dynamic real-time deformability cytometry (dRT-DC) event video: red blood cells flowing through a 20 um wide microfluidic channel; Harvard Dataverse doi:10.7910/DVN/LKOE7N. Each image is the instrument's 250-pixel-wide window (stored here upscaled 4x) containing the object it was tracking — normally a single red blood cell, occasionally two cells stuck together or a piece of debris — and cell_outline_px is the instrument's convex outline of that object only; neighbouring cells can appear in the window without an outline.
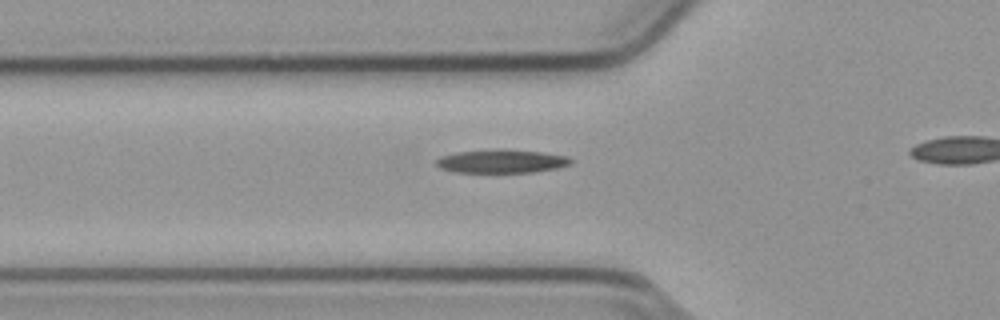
{"species": "common noctule bat (a hibernating species)", "species_latin": "Nyctalus noctula", "temperature_condition": "cold", "stored_images_in_passage": 27, "camera_frame_rate_fps": 3000, "um_per_image_px": 0.085, "animal": {"sex": "male", "body_mass_g": 23.1, "forearm_length_mm": 52.7}, "frame": {"image": 1, "passage_image": 2, "time_ms": 0.333, "image_size_px": [1000, 320], "cell_outline_px": [[572, 164], [556, 168], [532, 172], [452, 172], [440, 168], [436, 164], [436, 160], [440, 156], [456, 152], [500, 148], [504, 148], [540, 152], [568, 156], [572, 160]], "centroid_in_image_um": [42.61, 13.69], "position_along_channel_um": 83.2, "area_um2": 18.55}}
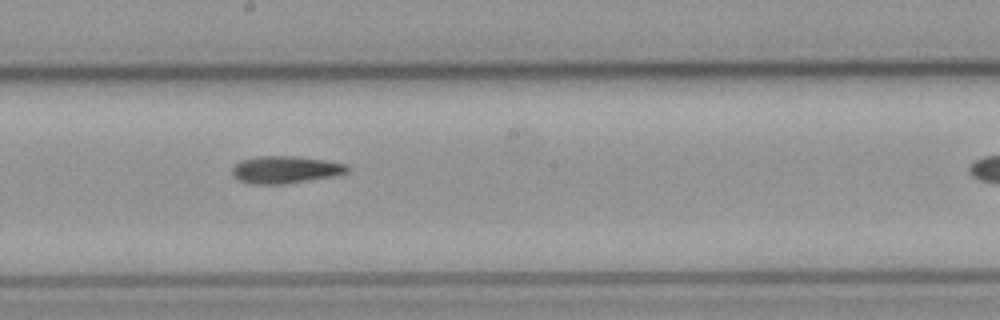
{"frame": {"image": 2, "passage_image": 13, "time_ms": 4.0, "image_size_px": [1000, 320], "cell_outline_px": [[348, 172], [332, 176], [284, 184], [252, 184], [236, 180], [232, 176], [232, 168], [240, 160], [260, 156], [296, 156], [324, 160], [344, 164], [348, 168]], "centroid_in_image_um": [24.18, 14.42], "position_along_channel_um": 224.0, "area_um2": 18.21}}
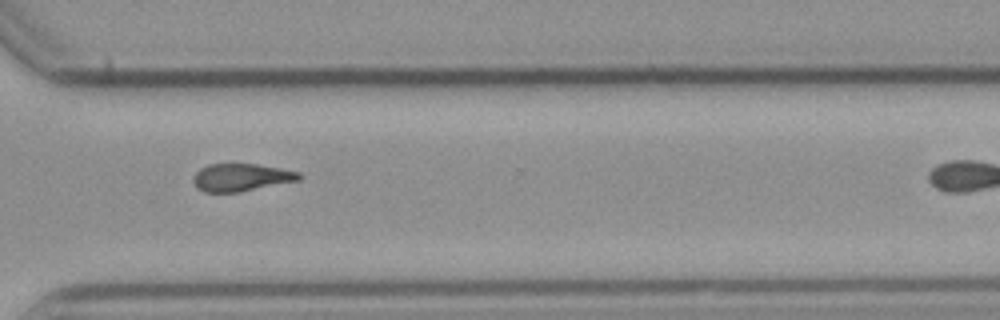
{"frame": {"image": 3, "passage_image": 23, "time_ms": 7.333, "image_size_px": [1000, 320], "cell_outline_px": [[304, 176], [300, 180], [240, 192], [204, 192], [196, 188], [192, 180], [192, 176], [200, 168], [208, 164], [256, 164], [280, 168], [300, 172]], "centroid_in_image_um": [20.49, 15.08], "position_along_channel_um": 350.1, "area_um2": 17.22}}